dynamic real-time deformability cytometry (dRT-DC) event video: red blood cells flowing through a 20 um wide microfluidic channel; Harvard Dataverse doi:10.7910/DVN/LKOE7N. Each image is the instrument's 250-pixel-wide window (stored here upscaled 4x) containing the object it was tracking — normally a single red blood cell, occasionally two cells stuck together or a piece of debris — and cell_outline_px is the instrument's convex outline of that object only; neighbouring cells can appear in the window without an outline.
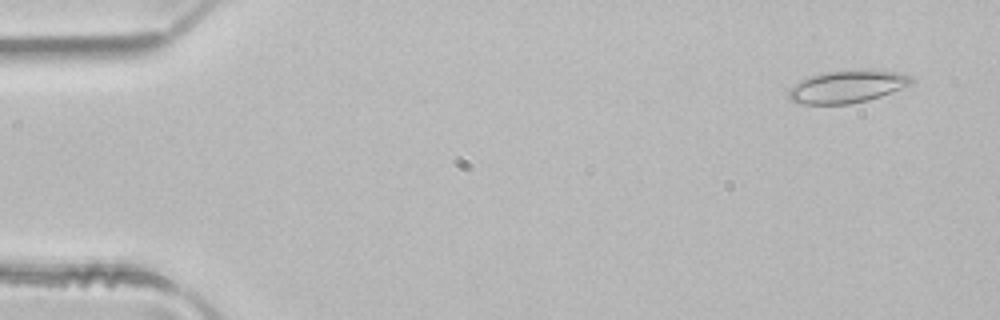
{"species": "common noctule bat (a hibernating species)", "species_latin": "Nyctalus noctula", "temperature_condition": "room temperature", "stored_images_in_passage": 49, "camera_frame_rate_fps": 3000, "um_per_image_px": 0.085, "animal": {"sex": "male", "body_mass_g": 21.5, "forearm_length_mm": 52.0}, "frame": {"image": 1, "passage_image": 3, "time_ms": 0.667, "image_size_px": [1000, 320], "cell_outline_px": [[912, 84], [880, 96], [868, 100], [848, 104], [804, 104], [788, 100], [788, 88], [812, 76], [828, 72], [896, 72], [912, 76]], "centroid_in_image_um": [71.97, 7.41], "position_along_channel_um": 13.0, "area_um2": 22.2}}
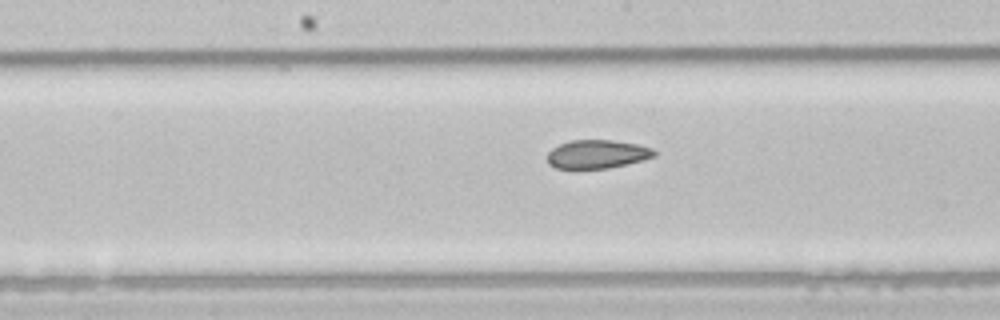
{"frame": {"image": 2, "passage_image": 25, "time_ms": 8.0, "image_size_px": [1000, 320], "cell_outline_px": [[656, 156], [608, 168], [556, 168], [548, 164], [548, 152], [552, 148], [560, 144], [572, 140], [612, 140], [640, 144], [652, 148], [656, 152]], "centroid_in_image_um": [50.76, 13.09], "position_along_channel_um": 197.4, "area_um2": 17.63}}
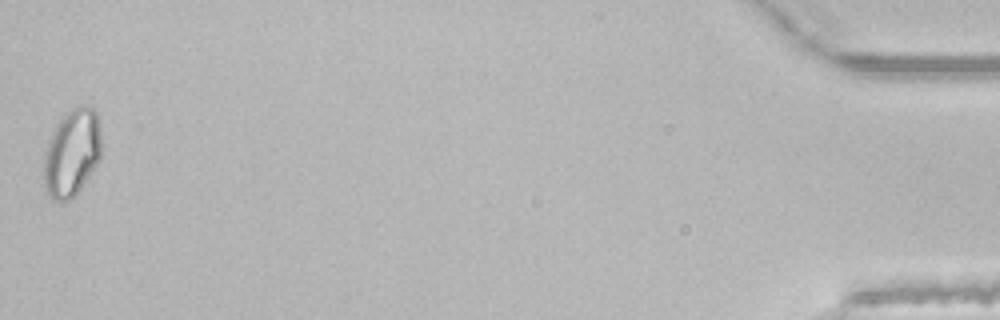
{"frame": {"image": 3, "passage_image": 49, "time_ms": 16.0, "image_size_px": [1000, 320], "cell_outline_px": [[100, 156], [96, 164], [80, 188], [64, 204], [56, 200], [48, 192], [44, 184], [44, 152], [48, 140], [56, 124], [64, 112], [80, 104], [84, 104], [92, 108], [96, 112], [100, 132]], "centroid_in_image_um": [6.09, 12.93], "position_along_channel_um": 429.1, "area_um2": 29.07}, "authors_computed_cell_mechanics": {"area_um2": 20.4612, "velocity_mm_per_s": 4.1158, "shape_relaxation_time_tau1_ms": null, "shape_relaxation_time_tau2_ms": 2.4221, "deformation_change_tau1": null, "deformation_change_tau2": 0.0853}}